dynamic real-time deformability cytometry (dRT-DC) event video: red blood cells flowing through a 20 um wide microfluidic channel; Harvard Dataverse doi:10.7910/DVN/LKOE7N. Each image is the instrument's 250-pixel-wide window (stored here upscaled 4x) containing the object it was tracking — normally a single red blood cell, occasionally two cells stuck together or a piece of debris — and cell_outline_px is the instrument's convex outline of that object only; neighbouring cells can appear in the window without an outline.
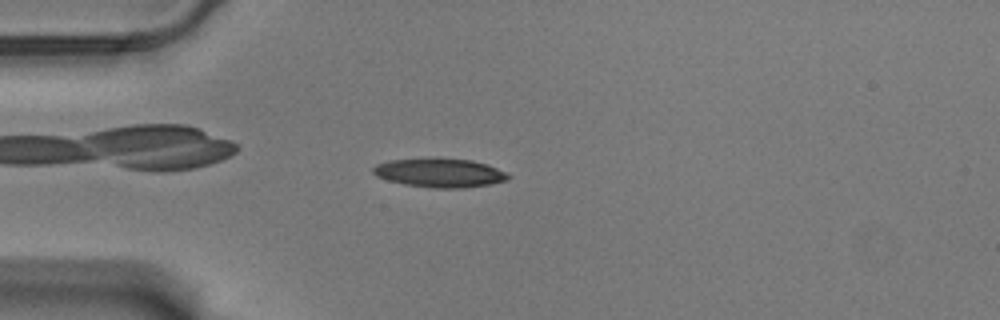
{"species": "Egyptian fruit bat (a non-hibernating species)", "species_latin": "Rousettus aegyptiacus", "temperature_condition": "warm", "stored_images_in_passage": 57, "camera_frame_rate_fps": 3000, "um_per_image_px": 0.085, "animal": {"sex": "male"}, "frame": {"image": 1, "passage_image": 15, "time_ms": 4.667, "image_size_px": [1000, 320], "cell_outline_px": [[512, 176], [508, 180], [488, 184], [464, 188], [436, 188], [404, 184], [388, 180], [376, 176], [372, 172], [372, 168], [376, 164], [388, 160], [440, 156], [472, 160], [508, 172]], "centroid_in_image_um": [37.36, 14.66], "position_along_channel_um": 47.6, "area_um2": 23.29}}
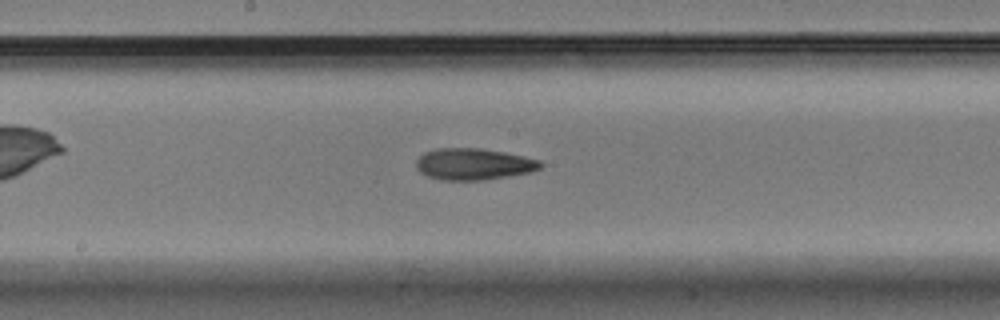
{"frame": {"image": 2, "passage_image": 30, "time_ms": 9.667, "image_size_px": [1000, 320], "cell_outline_px": [[544, 164], [540, 168], [532, 172], [484, 180], [440, 180], [428, 176], [420, 172], [416, 168], [416, 160], [424, 152], [436, 148], [480, 148], [504, 152], [524, 156], [540, 160]], "centroid_in_image_um": [40.26, 13.95], "position_along_channel_um": 207.9, "area_um2": 23.0}}
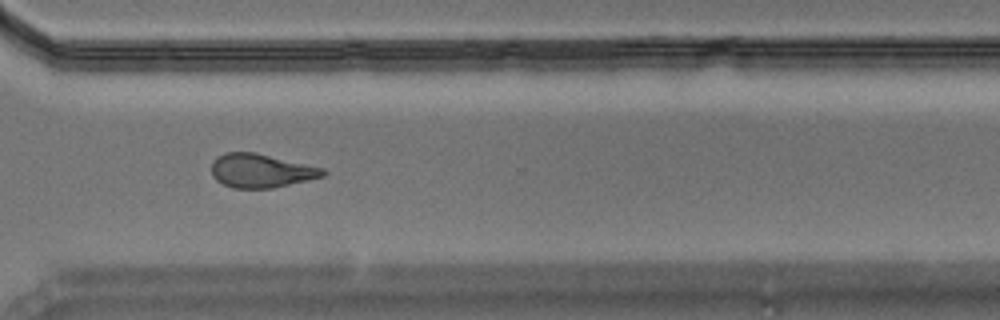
{"frame": {"image": 3, "passage_image": 42, "time_ms": 13.667, "image_size_px": [1000, 320], "cell_outline_px": [[328, 172], [324, 176], [308, 180], [272, 188], [232, 188], [216, 180], [212, 176], [212, 160], [216, 156], [224, 152], [256, 152], [324, 168]], "centroid_in_image_um": [22.17, 14.5], "position_along_channel_um": 348.4, "area_um2": 22.08}, "authors_computed_cell_mechanics": {"area_um2": 22.253, "velocity_mm_per_s": 3.5272, "shape_relaxation_time_tau1_ms": 5.3303, "shape_relaxation_time_tau2_ms": 6.2565, "deformation_change_tau1": 0.1934, "deformation_change_tau2": 0.1623}}